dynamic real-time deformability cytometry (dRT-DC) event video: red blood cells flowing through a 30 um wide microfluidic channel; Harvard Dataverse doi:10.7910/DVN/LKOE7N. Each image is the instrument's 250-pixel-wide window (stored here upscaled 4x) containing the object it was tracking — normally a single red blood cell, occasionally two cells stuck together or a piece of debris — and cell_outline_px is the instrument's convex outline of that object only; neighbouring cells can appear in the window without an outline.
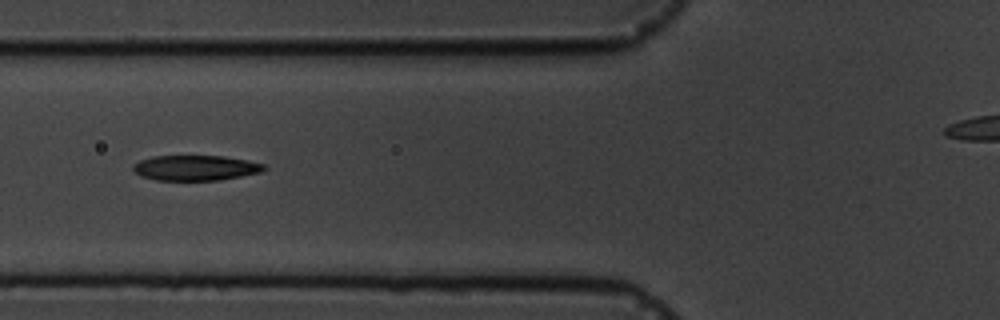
{"species": "common noctule bat (a hibernating species)", "species_latin": "Nyctalus noctula", "temperature_condition": "cold", "stored_images_in_passage": 11, "camera_frame_rate_fps": 3000, "um_per_image_px": 0.085, "animal": {"sex": "male", "body_mass_g": 19.5, "forearm_length_mm": 54.6}, "frame": {"image": 1, "passage_image": 6, "time_ms": 6.333, "image_size_px": [1000, 320], "cell_outline_px": [[268, 168], [260, 172], [220, 180], [156, 180], [140, 176], [132, 168], [132, 164], [140, 160], [152, 156], [224, 156], [248, 160], [264, 164]], "centroid_in_image_um": [16.61, 14.26], "position_along_channel_um": 109.2, "area_um2": 19.31}}
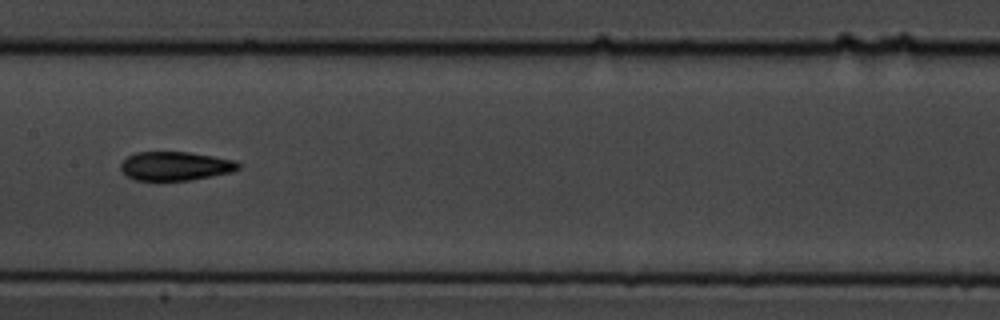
{"frame": {"image": 2, "passage_image": 8, "time_ms": 8.667, "image_size_px": [1000, 320], "cell_outline_px": [[240, 168], [232, 172], [212, 176], [188, 180], [136, 180], [128, 176], [120, 168], [120, 164], [128, 156], [136, 152], [188, 152], [236, 160], [240, 164]], "centroid_in_image_um": [14.93, 14.11], "position_along_channel_um": 192.5, "area_um2": 19.65}}
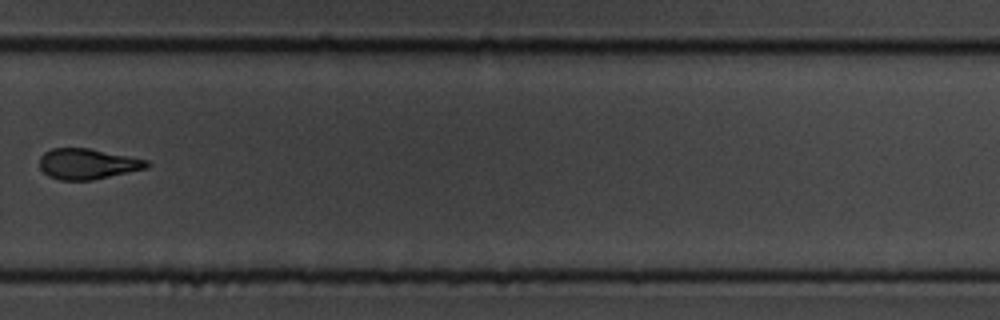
{"frame": {"image": 3, "passage_image": 11, "time_ms": 12.333, "image_size_px": [1000, 320], "cell_outline_px": [[152, 164], [148, 168], [92, 180], [60, 180], [48, 176], [40, 168], [40, 156], [44, 152], [52, 148], [88, 148], [148, 160]], "centroid_in_image_um": [7.45, 13.93], "position_along_channel_um": 322.4, "area_um2": 19.13}}